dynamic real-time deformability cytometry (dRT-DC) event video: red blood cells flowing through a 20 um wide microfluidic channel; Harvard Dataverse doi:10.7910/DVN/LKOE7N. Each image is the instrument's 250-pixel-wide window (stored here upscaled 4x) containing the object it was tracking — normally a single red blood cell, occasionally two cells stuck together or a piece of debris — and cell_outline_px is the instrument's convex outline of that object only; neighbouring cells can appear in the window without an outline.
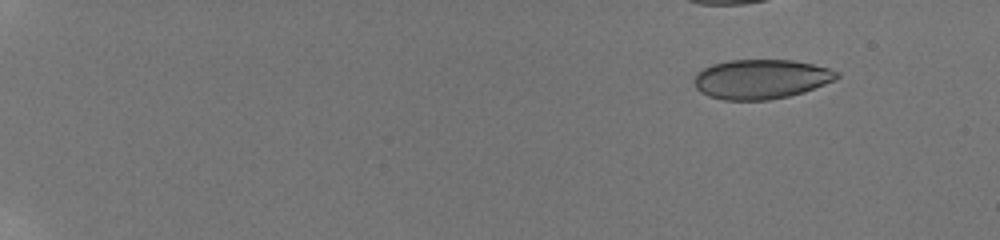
{"species": "human", "species_latin": "Homo sapiens", "temperature_condition": "room temperature", "stored_images_in_passage": 47, "camera_frame_rate_fps": 3000, "um_per_image_px": 0.085, "donor": {"sex": "male"}, "frame": {"image": 1, "passage_image": 1, "time_ms": 0.0, "image_size_px": [1000, 240], "cell_outline_px": [[840, 76], [836, 80], [804, 92], [788, 96], [768, 100], [724, 100], [708, 96], [700, 92], [696, 88], [692, 80], [696, 72], [712, 64], [728, 60], [792, 60], [812, 64], [828, 68], [840, 72]], "centroid_in_image_um": [64.67, 6.73], "position_along_channel_um": 20.3, "area_um2": 33.12}}